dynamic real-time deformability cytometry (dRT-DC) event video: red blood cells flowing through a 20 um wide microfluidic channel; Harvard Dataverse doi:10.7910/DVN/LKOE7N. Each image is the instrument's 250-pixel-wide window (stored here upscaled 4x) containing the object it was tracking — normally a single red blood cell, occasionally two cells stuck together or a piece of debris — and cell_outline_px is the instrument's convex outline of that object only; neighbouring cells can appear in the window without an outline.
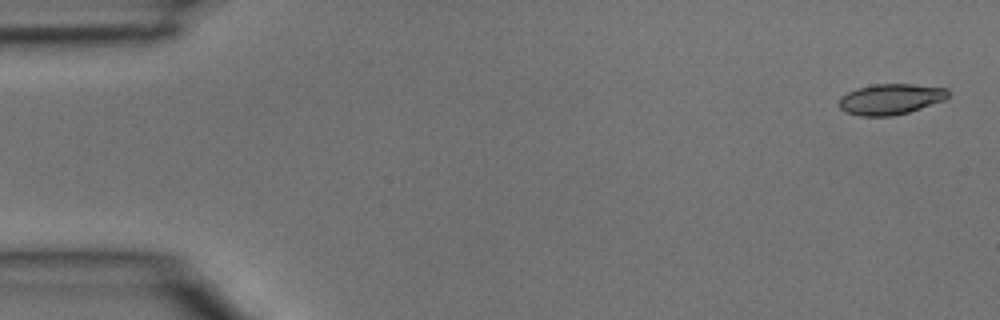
{"species": "common noctule bat (a hibernating species)", "species_latin": "Nyctalus noctula", "temperature_condition": "room temperature", "stored_images_in_passage": 4, "camera_frame_rate_fps": 3000, "um_per_image_px": 0.085, "animal": {"sex": "male", "body_mass_g": 15.6}, "frame": {"image": 1, "passage_image": 1, "time_ms": 0.0, "image_size_px": [1000, 320], "cell_outline_px": [[948, 96], [944, 100], [908, 112], [892, 116], [860, 116], [844, 112], [840, 108], [840, 96], [856, 88], [876, 84], [912, 84], [948, 88]], "centroid_in_image_um": [75.68, 8.43], "position_along_channel_um": 9.3, "area_um2": 19.48}}